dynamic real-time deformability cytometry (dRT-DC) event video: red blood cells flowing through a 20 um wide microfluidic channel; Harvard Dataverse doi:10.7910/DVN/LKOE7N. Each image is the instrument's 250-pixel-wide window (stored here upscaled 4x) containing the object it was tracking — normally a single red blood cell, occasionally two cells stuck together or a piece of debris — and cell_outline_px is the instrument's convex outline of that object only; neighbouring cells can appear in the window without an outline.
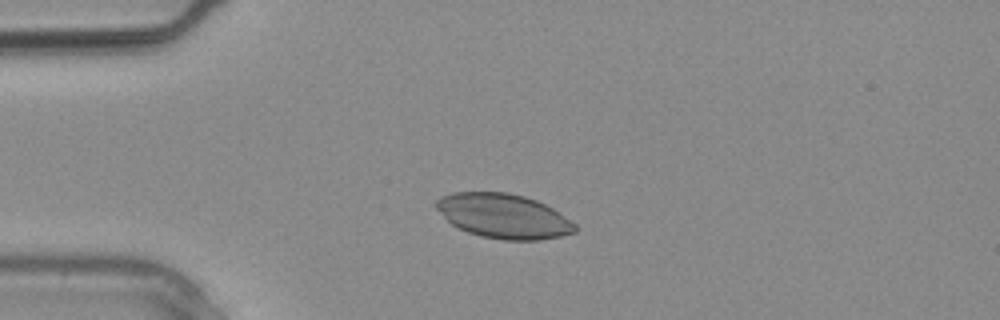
{"species": "common noctule bat (a hibernating species)", "species_latin": "Nyctalus noctula", "temperature_condition": "warm", "stored_images_in_passage": 1, "camera_frame_rate_fps": 3000, "um_per_image_px": 0.085, "animal": {"sex": "male", "body_mass_g": 20.4}, "frame": {"image": 1, "passage_image": 1, "time_ms": 0.0, "image_size_px": [1000, 320], "cell_outline_px": [[576, 232], [560, 236], [540, 240], [504, 240], [480, 236], [468, 232], [452, 224], [436, 208], [436, 200], [440, 196], [452, 192], [508, 192], [524, 196], [536, 200], [552, 208], [576, 224]], "centroid_in_image_um": [42.8, 18.36], "position_along_channel_um": 42.2, "area_um2": 35.89}}